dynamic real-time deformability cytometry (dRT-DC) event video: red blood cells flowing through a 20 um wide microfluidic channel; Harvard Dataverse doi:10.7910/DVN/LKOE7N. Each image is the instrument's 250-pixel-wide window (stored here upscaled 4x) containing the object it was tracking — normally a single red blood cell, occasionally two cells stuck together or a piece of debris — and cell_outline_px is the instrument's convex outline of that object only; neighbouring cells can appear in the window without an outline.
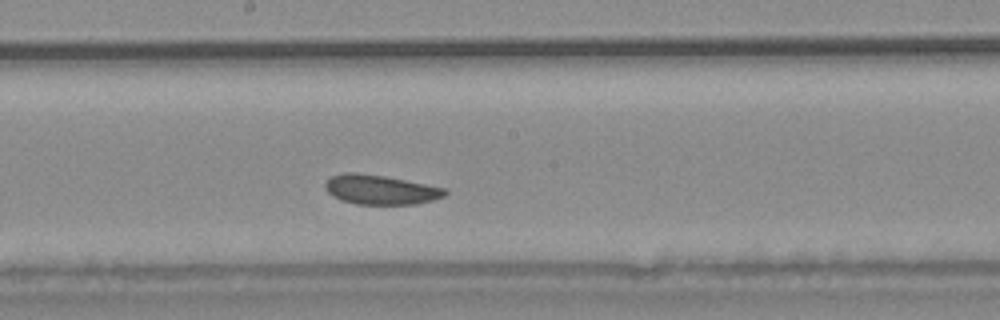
{"species": "common noctule bat (a hibernating species)", "species_latin": "Nyctalus noctula", "temperature_condition": "warm", "stored_images_in_passage": 33, "camera_frame_rate_fps": 3000, "um_per_image_px": 0.085, "animal": {"sex": "male", "body_mass_g": 20.4}, "frame": {"image": 1, "passage_image": 15, "time_ms": 4.667, "image_size_px": [1000, 320], "cell_outline_px": [[448, 192], [444, 196], [432, 200], [416, 204], [356, 204], [340, 200], [332, 196], [324, 188], [324, 184], [332, 176], [344, 172], [356, 172], [384, 176], [448, 188]], "centroid_in_image_um": [32.34, 16.12], "position_along_channel_um": 215.9, "area_um2": 20.69}}
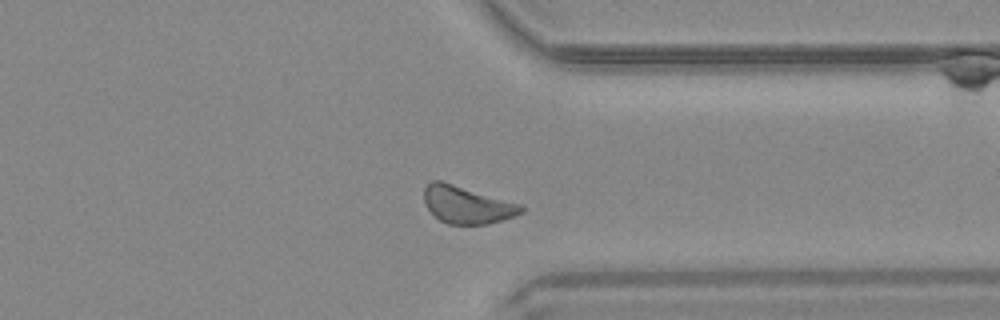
{"frame": {"image": 2, "passage_image": 24, "time_ms": 7.667, "image_size_px": [1000, 320], "cell_outline_px": [[524, 212], [488, 224], [448, 224], [440, 220], [424, 204], [424, 188], [432, 180], [440, 180], [520, 204], [524, 208]], "centroid_in_image_um": [39.66, 17.4], "position_along_channel_um": 371.7, "area_um2": 20.81}}